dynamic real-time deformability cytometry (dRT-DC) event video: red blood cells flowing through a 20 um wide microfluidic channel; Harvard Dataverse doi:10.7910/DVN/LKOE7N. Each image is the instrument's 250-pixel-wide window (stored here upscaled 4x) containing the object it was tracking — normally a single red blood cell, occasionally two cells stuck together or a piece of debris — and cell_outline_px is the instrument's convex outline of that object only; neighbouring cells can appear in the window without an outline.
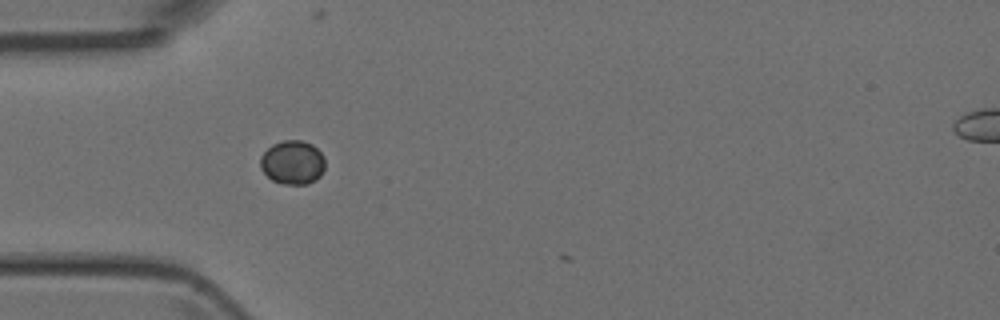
{"species": "Egyptian fruit bat (a non-hibernating species)", "species_latin": "Rousettus aegyptiacus", "temperature_condition": "room temperature", "stored_images_in_passage": 3, "camera_frame_rate_fps": 3000, "um_per_image_px": 0.085, "animal": {"sex": "female"}, "frame": {"image": 1, "passage_image": 1, "time_ms": 0.0, "image_size_px": [1000, 320], "cell_outline_px": [[324, 168], [320, 176], [316, 180], [308, 184], [284, 184], [272, 180], [260, 168], [260, 156], [272, 144], [284, 140], [300, 140], [312, 144], [324, 156]], "centroid_in_image_um": [24.87, 13.8], "position_along_channel_um": 60.1, "area_um2": 16.59}}